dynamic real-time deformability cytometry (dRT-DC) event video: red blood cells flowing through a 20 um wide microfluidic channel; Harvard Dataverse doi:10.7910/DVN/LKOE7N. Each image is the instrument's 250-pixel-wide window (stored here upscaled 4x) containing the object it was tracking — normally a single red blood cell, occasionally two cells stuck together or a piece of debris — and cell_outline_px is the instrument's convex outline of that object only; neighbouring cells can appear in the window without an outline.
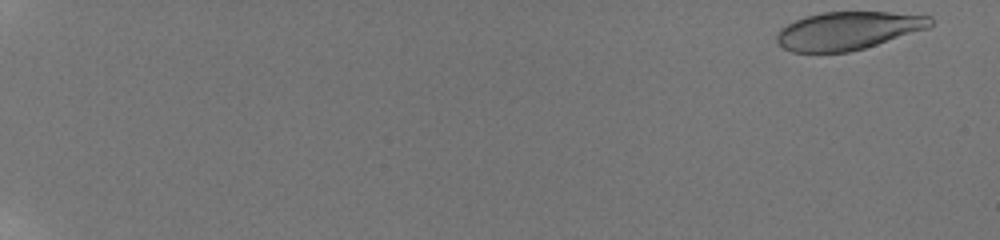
{"species": "human", "species_latin": "Homo sapiens", "temperature_condition": "room temperature", "stored_images_in_passage": 18, "camera_frame_rate_fps": 3000, "um_per_image_px": 0.085, "donor": {"sex": "male"}, "frame": {"image": 1, "passage_image": 1, "time_ms": 0.0, "image_size_px": [1000, 240], "cell_outline_px": [[932, 24], [928, 28], [864, 48], [848, 52], [792, 52], [784, 48], [776, 40], [776, 32], [780, 28], [804, 16], [820, 12], [888, 12], [932, 16]], "centroid_in_image_um": [72.05, 2.6], "position_along_channel_um": 13.0, "area_um2": 33.93}}